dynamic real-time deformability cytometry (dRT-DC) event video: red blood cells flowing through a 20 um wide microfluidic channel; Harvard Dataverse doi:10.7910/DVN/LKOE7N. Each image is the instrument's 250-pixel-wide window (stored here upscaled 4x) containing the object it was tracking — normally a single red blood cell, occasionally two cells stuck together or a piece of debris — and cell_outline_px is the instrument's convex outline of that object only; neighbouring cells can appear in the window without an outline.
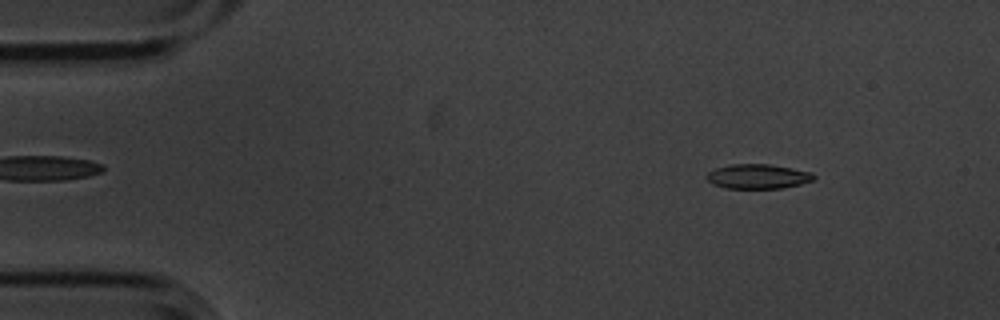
{"species": "common noctule bat (a hibernating species)", "species_latin": "Nyctalus noctula", "temperature_condition": "cold", "stored_images_in_passage": 55, "camera_frame_rate_fps": 3000, "um_per_image_px": 0.085, "animal": {"sex": "male", "body_mass_g": 20.1, "forearm_length_mm": 53.5}, "frame": {"image": 1, "passage_image": 6, "time_ms": 1.667, "image_size_px": [1000, 320], "cell_outline_px": [[816, 176], [812, 180], [800, 184], [784, 188], [724, 188], [712, 184], [704, 176], [708, 172], [716, 168], [728, 164], [768, 164], [792, 168], [812, 172]], "centroid_in_image_um": [64.39, 14.99], "position_along_channel_um": 20.6, "area_um2": 15.43}}
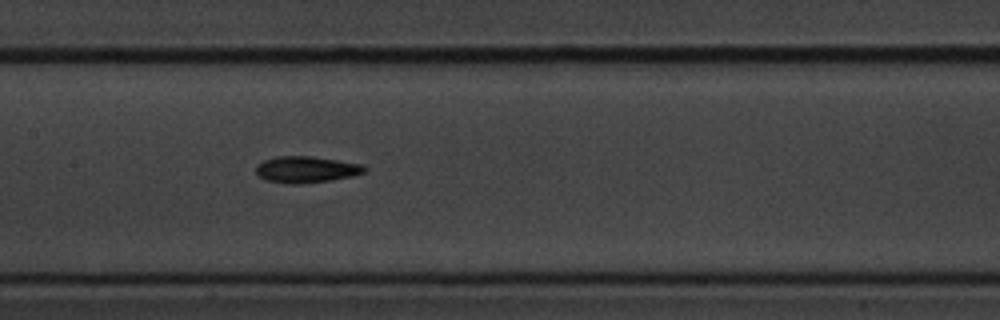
{"frame": {"image": 2, "passage_image": 26, "time_ms": 8.333, "image_size_px": [1000, 320], "cell_outline_px": [[368, 168], [364, 172], [352, 176], [332, 180], [296, 184], [292, 184], [268, 180], [260, 176], [256, 172], [256, 164], [264, 160], [276, 156], [312, 156], [364, 164]], "centroid_in_image_um": [26.06, 14.39], "position_along_channel_um": 181.3, "area_um2": 16.7}}
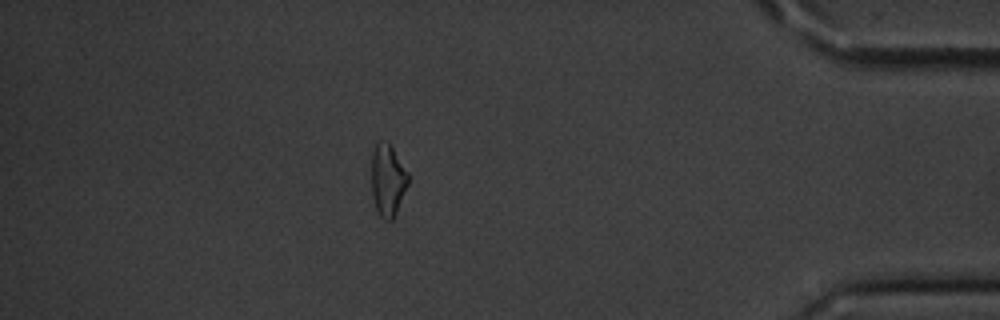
{"frame": {"image": 3, "passage_image": 48, "time_ms": 15.667, "image_size_px": [1000, 320], "cell_outline_px": [[408, 184], [396, 212], [392, 220], [384, 220], [376, 212], [372, 196], [372, 152], [376, 140], [388, 140], [408, 172]], "centroid_in_image_um": [32.94, 15.27], "position_along_channel_um": 402.3, "area_um2": 15.61}, "authors_computed_cell_mechanics": {"area_um2": 15.895, "velocity_mm_per_s": 3.5845, "shape_relaxation_time_tau1_ms": 3.2681, "shape_relaxation_time_tau2_ms": null, "deformation_change_tau1": 0.1029, "deformation_change_tau2": null}}